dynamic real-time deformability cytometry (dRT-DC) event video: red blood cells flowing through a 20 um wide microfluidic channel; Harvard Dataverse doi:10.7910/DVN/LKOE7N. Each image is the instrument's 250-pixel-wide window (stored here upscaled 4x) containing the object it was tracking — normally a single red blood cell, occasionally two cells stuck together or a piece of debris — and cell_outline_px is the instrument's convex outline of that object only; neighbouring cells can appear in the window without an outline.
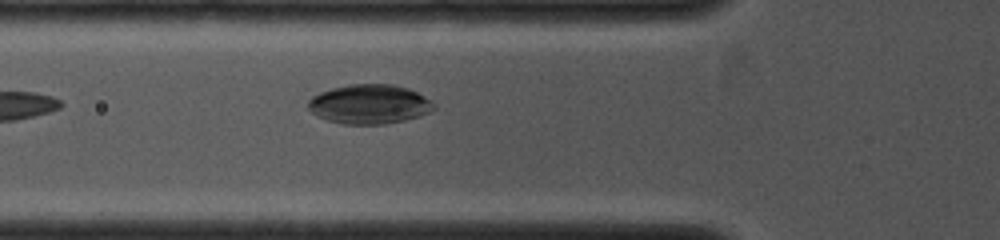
{"species": "common noctule bat (a hibernating species)", "species_latin": "Nyctalus noctula", "temperature_condition": "cold", "stored_images_in_passage": 3, "camera_frame_rate_fps": 4000, "um_per_image_px": 0.085, "animal": {"sex": "female", "body_mass_g": 19.0, "forearm_length_mm": 53.3}, "frame": {"image": 1, "passage_image": 3, "time_ms": 1.0, "image_size_px": [1000, 240], "cell_outline_px": [[436, 108], [420, 116], [404, 120], [384, 124], [340, 124], [328, 120], [312, 112], [308, 108], [308, 100], [312, 96], [320, 92], [332, 88], [348, 84], [392, 84], [408, 88], [432, 100], [436, 104]], "centroid_in_image_um": [31.41, 8.85], "position_along_channel_um": 94.4, "area_um2": 28.9}}